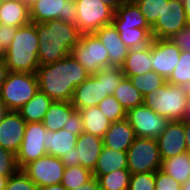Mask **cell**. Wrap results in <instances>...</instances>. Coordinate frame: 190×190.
<instances>
[{"mask_svg": "<svg viewBox=\"0 0 190 190\" xmlns=\"http://www.w3.org/2000/svg\"><path fill=\"white\" fill-rule=\"evenodd\" d=\"M36 74L41 92L53 101L69 102L75 88L90 76L71 54L60 61L39 66Z\"/></svg>", "mask_w": 190, "mask_h": 190, "instance_id": "6da1fadb", "label": "cell"}, {"mask_svg": "<svg viewBox=\"0 0 190 190\" xmlns=\"http://www.w3.org/2000/svg\"><path fill=\"white\" fill-rule=\"evenodd\" d=\"M36 31L39 66L52 64L71 54L81 35L74 23L58 19L36 23Z\"/></svg>", "mask_w": 190, "mask_h": 190, "instance_id": "7a4b0ae2", "label": "cell"}, {"mask_svg": "<svg viewBox=\"0 0 190 190\" xmlns=\"http://www.w3.org/2000/svg\"><path fill=\"white\" fill-rule=\"evenodd\" d=\"M39 38L36 23L20 26L6 50L5 63L8 71L37 73Z\"/></svg>", "mask_w": 190, "mask_h": 190, "instance_id": "3957f363", "label": "cell"}, {"mask_svg": "<svg viewBox=\"0 0 190 190\" xmlns=\"http://www.w3.org/2000/svg\"><path fill=\"white\" fill-rule=\"evenodd\" d=\"M188 99L184 86L166 83L143 96V104L170 121H181Z\"/></svg>", "mask_w": 190, "mask_h": 190, "instance_id": "277c9868", "label": "cell"}, {"mask_svg": "<svg viewBox=\"0 0 190 190\" xmlns=\"http://www.w3.org/2000/svg\"><path fill=\"white\" fill-rule=\"evenodd\" d=\"M38 90L36 73L9 71L1 86L0 99L8 111H18Z\"/></svg>", "mask_w": 190, "mask_h": 190, "instance_id": "5b68a950", "label": "cell"}, {"mask_svg": "<svg viewBox=\"0 0 190 190\" xmlns=\"http://www.w3.org/2000/svg\"><path fill=\"white\" fill-rule=\"evenodd\" d=\"M71 55L90 75L110 67L108 51L94 33L81 34L72 48Z\"/></svg>", "mask_w": 190, "mask_h": 190, "instance_id": "8992f818", "label": "cell"}, {"mask_svg": "<svg viewBox=\"0 0 190 190\" xmlns=\"http://www.w3.org/2000/svg\"><path fill=\"white\" fill-rule=\"evenodd\" d=\"M127 169L131 174L156 172L162 159L155 138L136 137L127 151Z\"/></svg>", "mask_w": 190, "mask_h": 190, "instance_id": "52a82bcc", "label": "cell"}, {"mask_svg": "<svg viewBox=\"0 0 190 190\" xmlns=\"http://www.w3.org/2000/svg\"><path fill=\"white\" fill-rule=\"evenodd\" d=\"M76 26L81 34L94 33L113 22L115 11L102 0H75Z\"/></svg>", "mask_w": 190, "mask_h": 190, "instance_id": "ba28073f", "label": "cell"}, {"mask_svg": "<svg viewBox=\"0 0 190 190\" xmlns=\"http://www.w3.org/2000/svg\"><path fill=\"white\" fill-rule=\"evenodd\" d=\"M103 147L102 138L82 132L78 135L76 145L71 149V152L60 159L66 167L81 165L93 171Z\"/></svg>", "mask_w": 190, "mask_h": 190, "instance_id": "9c48e42d", "label": "cell"}, {"mask_svg": "<svg viewBox=\"0 0 190 190\" xmlns=\"http://www.w3.org/2000/svg\"><path fill=\"white\" fill-rule=\"evenodd\" d=\"M76 18L75 0H35L30 8V20L33 23L58 19L76 25Z\"/></svg>", "mask_w": 190, "mask_h": 190, "instance_id": "30bf717a", "label": "cell"}, {"mask_svg": "<svg viewBox=\"0 0 190 190\" xmlns=\"http://www.w3.org/2000/svg\"><path fill=\"white\" fill-rule=\"evenodd\" d=\"M126 119L132 126L136 137L157 138L166 129L170 120L156 114L145 104H141L126 113Z\"/></svg>", "mask_w": 190, "mask_h": 190, "instance_id": "8fae6325", "label": "cell"}, {"mask_svg": "<svg viewBox=\"0 0 190 190\" xmlns=\"http://www.w3.org/2000/svg\"><path fill=\"white\" fill-rule=\"evenodd\" d=\"M188 26L183 2L181 0L164 1V10L151 27L152 38L171 39L175 33Z\"/></svg>", "mask_w": 190, "mask_h": 190, "instance_id": "7c38bea8", "label": "cell"}, {"mask_svg": "<svg viewBox=\"0 0 190 190\" xmlns=\"http://www.w3.org/2000/svg\"><path fill=\"white\" fill-rule=\"evenodd\" d=\"M65 167L60 158L46 154L29 162L21 170L37 186H48L61 183Z\"/></svg>", "mask_w": 190, "mask_h": 190, "instance_id": "4fadbf2b", "label": "cell"}, {"mask_svg": "<svg viewBox=\"0 0 190 190\" xmlns=\"http://www.w3.org/2000/svg\"><path fill=\"white\" fill-rule=\"evenodd\" d=\"M45 132L46 128L42 122L26 123L23 141L16 154L19 169L47 154L43 143Z\"/></svg>", "mask_w": 190, "mask_h": 190, "instance_id": "5bb4252c", "label": "cell"}, {"mask_svg": "<svg viewBox=\"0 0 190 190\" xmlns=\"http://www.w3.org/2000/svg\"><path fill=\"white\" fill-rule=\"evenodd\" d=\"M181 49L170 39L151 40V67L166 80L180 60Z\"/></svg>", "mask_w": 190, "mask_h": 190, "instance_id": "9a60e30c", "label": "cell"}, {"mask_svg": "<svg viewBox=\"0 0 190 190\" xmlns=\"http://www.w3.org/2000/svg\"><path fill=\"white\" fill-rule=\"evenodd\" d=\"M25 120L18 111H7L0 122V146L18 153L25 134Z\"/></svg>", "mask_w": 190, "mask_h": 190, "instance_id": "2e32d148", "label": "cell"}, {"mask_svg": "<svg viewBox=\"0 0 190 190\" xmlns=\"http://www.w3.org/2000/svg\"><path fill=\"white\" fill-rule=\"evenodd\" d=\"M156 139L162 160L187 152L182 121H170Z\"/></svg>", "mask_w": 190, "mask_h": 190, "instance_id": "e0dca14e", "label": "cell"}, {"mask_svg": "<svg viewBox=\"0 0 190 190\" xmlns=\"http://www.w3.org/2000/svg\"><path fill=\"white\" fill-rule=\"evenodd\" d=\"M106 96L108 95H104L103 79H98L93 74L75 88L71 104L76 110H81L98 106Z\"/></svg>", "mask_w": 190, "mask_h": 190, "instance_id": "ac0fdd59", "label": "cell"}, {"mask_svg": "<svg viewBox=\"0 0 190 190\" xmlns=\"http://www.w3.org/2000/svg\"><path fill=\"white\" fill-rule=\"evenodd\" d=\"M94 34L106 47L110 66L121 67L128 55L129 49L120 39L119 33L113 23L102 26Z\"/></svg>", "mask_w": 190, "mask_h": 190, "instance_id": "d6986e66", "label": "cell"}, {"mask_svg": "<svg viewBox=\"0 0 190 190\" xmlns=\"http://www.w3.org/2000/svg\"><path fill=\"white\" fill-rule=\"evenodd\" d=\"M135 139V132L126 118L111 123L110 128L102 137L104 147L123 152L128 151Z\"/></svg>", "mask_w": 190, "mask_h": 190, "instance_id": "ffe728a7", "label": "cell"}, {"mask_svg": "<svg viewBox=\"0 0 190 190\" xmlns=\"http://www.w3.org/2000/svg\"><path fill=\"white\" fill-rule=\"evenodd\" d=\"M44 147L48 155L61 158L71 152L76 145L78 135L65 129L57 131L46 130L44 135Z\"/></svg>", "mask_w": 190, "mask_h": 190, "instance_id": "44dd1931", "label": "cell"}, {"mask_svg": "<svg viewBox=\"0 0 190 190\" xmlns=\"http://www.w3.org/2000/svg\"><path fill=\"white\" fill-rule=\"evenodd\" d=\"M151 42L150 45L142 48L129 49L128 55L121 66L125 77L143 75L153 71L151 67Z\"/></svg>", "mask_w": 190, "mask_h": 190, "instance_id": "7402d4cb", "label": "cell"}, {"mask_svg": "<svg viewBox=\"0 0 190 190\" xmlns=\"http://www.w3.org/2000/svg\"><path fill=\"white\" fill-rule=\"evenodd\" d=\"M112 23L114 26L151 29L144 15L133 0H127L115 11Z\"/></svg>", "mask_w": 190, "mask_h": 190, "instance_id": "603a6c76", "label": "cell"}, {"mask_svg": "<svg viewBox=\"0 0 190 190\" xmlns=\"http://www.w3.org/2000/svg\"><path fill=\"white\" fill-rule=\"evenodd\" d=\"M127 166V152L103 147L95 169L92 171L93 177L98 178L99 176L111 173L116 169H127Z\"/></svg>", "mask_w": 190, "mask_h": 190, "instance_id": "cb8c5ba5", "label": "cell"}, {"mask_svg": "<svg viewBox=\"0 0 190 190\" xmlns=\"http://www.w3.org/2000/svg\"><path fill=\"white\" fill-rule=\"evenodd\" d=\"M0 19L6 26H24L31 22L30 9L19 1L2 2L0 3Z\"/></svg>", "mask_w": 190, "mask_h": 190, "instance_id": "d4e9b609", "label": "cell"}, {"mask_svg": "<svg viewBox=\"0 0 190 190\" xmlns=\"http://www.w3.org/2000/svg\"><path fill=\"white\" fill-rule=\"evenodd\" d=\"M53 100L44 92L38 90L35 95L19 110L18 113L26 123L42 122Z\"/></svg>", "mask_w": 190, "mask_h": 190, "instance_id": "484cf974", "label": "cell"}, {"mask_svg": "<svg viewBox=\"0 0 190 190\" xmlns=\"http://www.w3.org/2000/svg\"><path fill=\"white\" fill-rule=\"evenodd\" d=\"M75 107L69 101H53L43 118L46 130L57 131L63 129L68 118L75 111Z\"/></svg>", "mask_w": 190, "mask_h": 190, "instance_id": "4316f807", "label": "cell"}, {"mask_svg": "<svg viewBox=\"0 0 190 190\" xmlns=\"http://www.w3.org/2000/svg\"><path fill=\"white\" fill-rule=\"evenodd\" d=\"M82 116L83 132L102 138L110 128L111 122L98 106L79 110Z\"/></svg>", "mask_w": 190, "mask_h": 190, "instance_id": "83f0119b", "label": "cell"}, {"mask_svg": "<svg viewBox=\"0 0 190 190\" xmlns=\"http://www.w3.org/2000/svg\"><path fill=\"white\" fill-rule=\"evenodd\" d=\"M190 153L185 152L180 155L162 160L161 170L173 177L180 184H184L189 178Z\"/></svg>", "mask_w": 190, "mask_h": 190, "instance_id": "f1b7e54d", "label": "cell"}, {"mask_svg": "<svg viewBox=\"0 0 190 190\" xmlns=\"http://www.w3.org/2000/svg\"><path fill=\"white\" fill-rule=\"evenodd\" d=\"M120 39L128 49L142 48L150 45L152 40V30L142 28H132L130 26H115Z\"/></svg>", "mask_w": 190, "mask_h": 190, "instance_id": "f546056e", "label": "cell"}, {"mask_svg": "<svg viewBox=\"0 0 190 190\" xmlns=\"http://www.w3.org/2000/svg\"><path fill=\"white\" fill-rule=\"evenodd\" d=\"M113 96L126 111L143 104V95L133 86L130 78L124 77L114 90Z\"/></svg>", "mask_w": 190, "mask_h": 190, "instance_id": "4dcf8cb0", "label": "cell"}, {"mask_svg": "<svg viewBox=\"0 0 190 190\" xmlns=\"http://www.w3.org/2000/svg\"><path fill=\"white\" fill-rule=\"evenodd\" d=\"M131 173L128 169H119L97 178L98 185L105 190H128Z\"/></svg>", "mask_w": 190, "mask_h": 190, "instance_id": "1f68e13d", "label": "cell"}, {"mask_svg": "<svg viewBox=\"0 0 190 190\" xmlns=\"http://www.w3.org/2000/svg\"><path fill=\"white\" fill-rule=\"evenodd\" d=\"M92 178L93 172L88 168L82 167L81 165L65 167L61 184L67 190H73L87 183Z\"/></svg>", "mask_w": 190, "mask_h": 190, "instance_id": "d6a6232c", "label": "cell"}, {"mask_svg": "<svg viewBox=\"0 0 190 190\" xmlns=\"http://www.w3.org/2000/svg\"><path fill=\"white\" fill-rule=\"evenodd\" d=\"M128 78H130L133 86H135L143 96L153 90H158L159 87L167 83L164 77L154 71Z\"/></svg>", "mask_w": 190, "mask_h": 190, "instance_id": "836d02e7", "label": "cell"}, {"mask_svg": "<svg viewBox=\"0 0 190 190\" xmlns=\"http://www.w3.org/2000/svg\"><path fill=\"white\" fill-rule=\"evenodd\" d=\"M98 79H103L104 95H113L116 87L125 77L121 67H106L94 74Z\"/></svg>", "mask_w": 190, "mask_h": 190, "instance_id": "e575fe53", "label": "cell"}, {"mask_svg": "<svg viewBox=\"0 0 190 190\" xmlns=\"http://www.w3.org/2000/svg\"><path fill=\"white\" fill-rule=\"evenodd\" d=\"M190 81V52L181 51L180 60L174 68L167 82L185 86Z\"/></svg>", "mask_w": 190, "mask_h": 190, "instance_id": "d590c367", "label": "cell"}, {"mask_svg": "<svg viewBox=\"0 0 190 190\" xmlns=\"http://www.w3.org/2000/svg\"><path fill=\"white\" fill-rule=\"evenodd\" d=\"M98 107L111 123L126 118L127 111L113 95H108L102 99Z\"/></svg>", "mask_w": 190, "mask_h": 190, "instance_id": "8d00e7d4", "label": "cell"}, {"mask_svg": "<svg viewBox=\"0 0 190 190\" xmlns=\"http://www.w3.org/2000/svg\"><path fill=\"white\" fill-rule=\"evenodd\" d=\"M144 15L146 22L152 27L164 10V1L168 0H133Z\"/></svg>", "mask_w": 190, "mask_h": 190, "instance_id": "74e56055", "label": "cell"}, {"mask_svg": "<svg viewBox=\"0 0 190 190\" xmlns=\"http://www.w3.org/2000/svg\"><path fill=\"white\" fill-rule=\"evenodd\" d=\"M128 190H155V172L131 174Z\"/></svg>", "mask_w": 190, "mask_h": 190, "instance_id": "f35d334b", "label": "cell"}, {"mask_svg": "<svg viewBox=\"0 0 190 190\" xmlns=\"http://www.w3.org/2000/svg\"><path fill=\"white\" fill-rule=\"evenodd\" d=\"M37 185L19 169L8 178L5 190H36Z\"/></svg>", "mask_w": 190, "mask_h": 190, "instance_id": "ab89813d", "label": "cell"}, {"mask_svg": "<svg viewBox=\"0 0 190 190\" xmlns=\"http://www.w3.org/2000/svg\"><path fill=\"white\" fill-rule=\"evenodd\" d=\"M18 170L16 155L0 146V175L9 178Z\"/></svg>", "mask_w": 190, "mask_h": 190, "instance_id": "60d3db41", "label": "cell"}, {"mask_svg": "<svg viewBox=\"0 0 190 190\" xmlns=\"http://www.w3.org/2000/svg\"><path fill=\"white\" fill-rule=\"evenodd\" d=\"M182 184L161 169L155 172V190H181Z\"/></svg>", "mask_w": 190, "mask_h": 190, "instance_id": "b9f144b4", "label": "cell"}, {"mask_svg": "<svg viewBox=\"0 0 190 190\" xmlns=\"http://www.w3.org/2000/svg\"><path fill=\"white\" fill-rule=\"evenodd\" d=\"M170 40L173 41L181 51L190 52V26L175 33Z\"/></svg>", "mask_w": 190, "mask_h": 190, "instance_id": "7bdbcfd3", "label": "cell"}, {"mask_svg": "<svg viewBox=\"0 0 190 190\" xmlns=\"http://www.w3.org/2000/svg\"><path fill=\"white\" fill-rule=\"evenodd\" d=\"M63 129L69 132H75L77 135L83 132L82 116L79 110H75L70 115V117L68 118V122L64 124Z\"/></svg>", "mask_w": 190, "mask_h": 190, "instance_id": "ee69618b", "label": "cell"}, {"mask_svg": "<svg viewBox=\"0 0 190 190\" xmlns=\"http://www.w3.org/2000/svg\"><path fill=\"white\" fill-rule=\"evenodd\" d=\"M19 27H10L6 25H2L0 28V44L5 47L6 49L12 43L15 34Z\"/></svg>", "mask_w": 190, "mask_h": 190, "instance_id": "f6af8a7d", "label": "cell"}, {"mask_svg": "<svg viewBox=\"0 0 190 190\" xmlns=\"http://www.w3.org/2000/svg\"><path fill=\"white\" fill-rule=\"evenodd\" d=\"M73 190H105L98 185L97 178L93 177L90 181L83 184L82 186L77 187Z\"/></svg>", "mask_w": 190, "mask_h": 190, "instance_id": "bcb514c9", "label": "cell"}, {"mask_svg": "<svg viewBox=\"0 0 190 190\" xmlns=\"http://www.w3.org/2000/svg\"><path fill=\"white\" fill-rule=\"evenodd\" d=\"M8 72L9 71H8L5 61L0 60V91H1L2 84L6 80Z\"/></svg>", "mask_w": 190, "mask_h": 190, "instance_id": "7dc6e473", "label": "cell"}, {"mask_svg": "<svg viewBox=\"0 0 190 190\" xmlns=\"http://www.w3.org/2000/svg\"><path fill=\"white\" fill-rule=\"evenodd\" d=\"M184 132L187 152L190 153V122H184Z\"/></svg>", "mask_w": 190, "mask_h": 190, "instance_id": "c3c4849f", "label": "cell"}, {"mask_svg": "<svg viewBox=\"0 0 190 190\" xmlns=\"http://www.w3.org/2000/svg\"><path fill=\"white\" fill-rule=\"evenodd\" d=\"M104 4L111 7L114 11H116L124 2L127 0H102Z\"/></svg>", "mask_w": 190, "mask_h": 190, "instance_id": "681fc988", "label": "cell"}, {"mask_svg": "<svg viewBox=\"0 0 190 190\" xmlns=\"http://www.w3.org/2000/svg\"><path fill=\"white\" fill-rule=\"evenodd\" d=\"M36 190H67L61 183L48 185V186H37Z\"/></svg>", "mask_w": 190, "mask_h": 190, "instance_id": "f907efd6", "label": "cell"}, {"mask_svg": "<svg viewBox=\"0 0 190 190\" xmlns=\"http://www.w3.org/2000/svg\"><path fill=\"white\" fill-rule=\"evenodd\" d=\"M182 122H190V100H188L186 109L184 111V114L182 116Z\"/></svg>", "mask_w": 190, "mask_h": 190, "instance_id": "816d5d0a", "label": "cell"}, {"mask_svg": "<svg viewBox=\"0 0 190 190\" xmlns=\"http://www.w3.org/2000/svg\"><path fill=\"white\" fill-rule=\"evenodd\" d=\"M183 7L185 10V14H186L188 24L190 26V0H184L183 1Z\"/></svg>", "mask_w": 190, "mask_h": 190, "instance_id": "f5cc1de1", "label": "cell"}, {"mask_svg": "<svg viewBox=\"0 0 190 190\" xmlns=\"http://www.w3.org/2000/svg\"><path fill=\"white\" fill-rule=\"evenodd\" d=\"M7 111H8V110L6 109L5 104H4L3 101L0 99V122L2 121L3 116L5 115V113H6Z\"/></svg>", "mask_w": 190, "mask_h": 190, "instance_id": "db71d44e", "label": "cell"}, {"mask_svg": "<svg viewBox=\"0 0 190 190\" xmlns=\"http://www.w3.org/2000/svg\"><path fill=\"white\" fill-rule=\"evenodd\" d=\"M8 182V177L0 175V190H5Z\"/></svg>", "mask_w": 190, "mask_h": 190, "instance_id": "11a10c76", "label": "cell"}, {"mask_svg": "<svg viewBox=\"0 0 190 190\" xmlns=\"http://www.w3.org/2000/svg\"><path fill=\"white\" fill-rule=\"evenodd\" d=\"M6 50L7 49L0 44V60H2V61H5Z\"/></svg>", "mask_w": 190, "mask_h": 190, "instance_id": "9f6ffc18", "label": "cell"}, {"mask_svg": "<svg viewBox=\"0 0 190 190\" xmlns=\"http://www.w3.org/2000/svg\"><path fill=\"white\" fill-rule=\"evenodd\" d=\"M187 99L190 100V81L184 86Z\"/></svg>", "mask_w": 190, "mask_h": 190, "instance_id": "6f0895ef", "label": "cell"}, {"mask_svg": "<svg viewBox=\"0 0 190 190\" xmlns=\"http://www.w3.org/2000/svg\"><path fill=\"white\" fill-rule=\"evenodd\" d=\"M35 0H22V3L26 5L29 9L34 4Z\"/></svg>", "mask_w": 190, "mask_h": 190, "instance_id": "680465c9", "label": "cell"}, {"mask_svg": "<svg viewBox=\"0 0 190 190\" xmlns=\"http://www.w3.org/2000/svg\"><path fill=\"white\" fill-rule=\"evenodd\" d=\"M181 190H190V180L182 184Z\"/></svg>", "mask_w": 190, "mask_h": 190, "instance_id": "91938a15", "label": "cell"}, {"mask_svg": "<svg viewBox=\"0 0 190 190\" xmlns=\"http://www.w3.org/2000/svg\"><path fill=\"white\" fill-rule=\"evenodd\" d=\"M10 1H19V2H22V0H0V3H2V2H10Z\"/></svg>", "mask_w": 190, "mask_h": 190, "instance_id": "94428289", "label": "cell"}]
</instances>
